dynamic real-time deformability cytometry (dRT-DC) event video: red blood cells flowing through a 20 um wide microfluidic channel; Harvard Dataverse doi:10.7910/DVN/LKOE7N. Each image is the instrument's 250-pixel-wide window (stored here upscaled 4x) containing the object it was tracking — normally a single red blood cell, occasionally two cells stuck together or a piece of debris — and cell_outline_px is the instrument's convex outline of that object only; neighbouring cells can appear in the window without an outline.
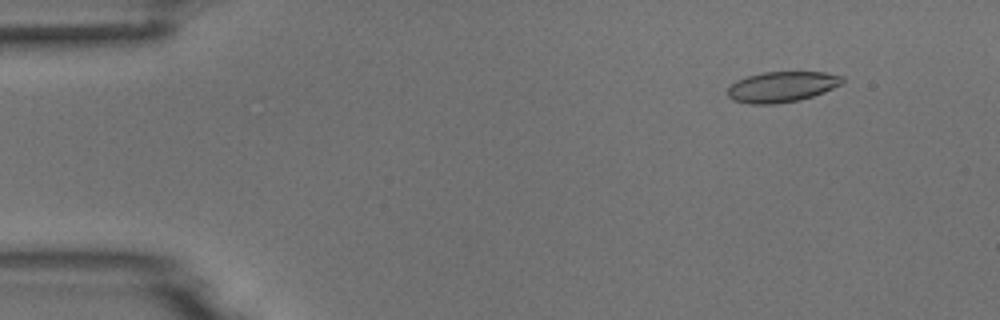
{"species": "common noctule bat (a hibernating species)", "species_latin": "Nyctalus noctula", "temperature_condition": "room temperature", "stored_images_in_passage": 5, "camera_frame_rate_fps": 3000, "um_per_image_px": 0.085, "animal": {"sex": "male", "body_mass_g": 18.8}, "frame": {"image": 1, "passage_image": 2, "time_ms": 1.333, "image_size_px": [1000, 320], "cell_outline_px": [[844, 80], [840, 84], [824, 92], [800, 100], [776, 104], [748, 104], [732, 100], [728, 96], [728, 88], [736, 80], [748, 76], [764, 72], [824, 72], [844, 76]], "centroid_in_image_um": [66.44, 7.38], "position_along_channel_um": 18.6, "area_um2": 20.46}}
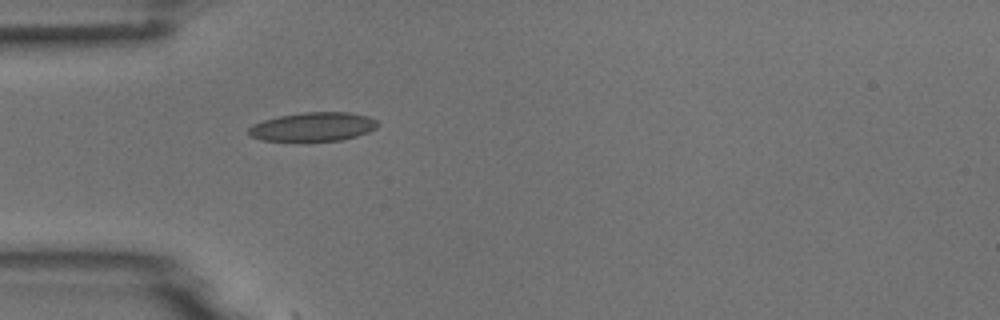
{"frame": {"image": 2, "passage_image": 5, "time_ms": 4.667, "image_size_px": [1000, 320], "cell_outline_px": [[380, 124], [376, 128], [368, 132], [356, 136], [340, 140], [260, 140], [252, 136], [248, 132], [248, 128], [252, 124], [264, 120], [280, 116], [304, 112], [348, 112], [368, 116], [376, 120]], "centroid_in_image_um": [26.63, 10.76], "position_along_channel_um": 58.4, "area_um2": 21.44}}